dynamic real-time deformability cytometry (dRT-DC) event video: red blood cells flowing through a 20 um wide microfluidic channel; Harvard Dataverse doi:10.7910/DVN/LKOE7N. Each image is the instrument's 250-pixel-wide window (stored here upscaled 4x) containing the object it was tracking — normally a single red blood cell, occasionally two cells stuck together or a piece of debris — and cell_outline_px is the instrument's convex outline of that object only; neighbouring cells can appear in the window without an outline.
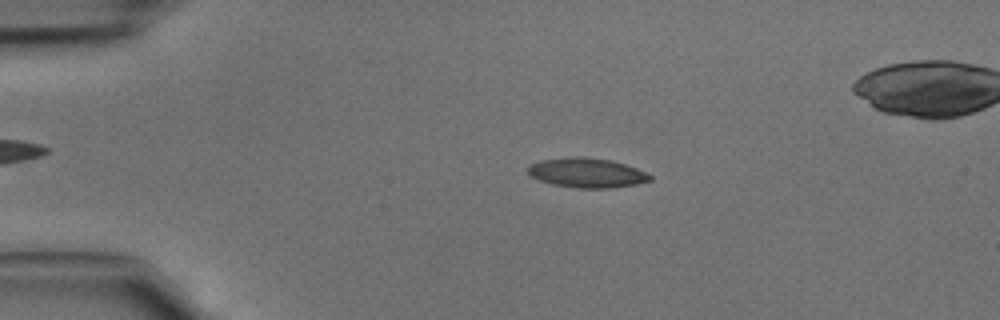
{"species": "common noctule bat (a hibernating species)", "species_latin": "Nyctalus noctula", "temperature_condition": "cold", "stored_images_in_passage": 37, "camera_frame_rate_fps": 3000, "um_per_image_px": 0.085, "animal": {"sex": "male", "body_mass_g": 15.6}, "frame": {"image": 1, "passage_image": 5, "time_ms": 1.333, "image_size_px": [1000, 320], "cell_outline_px": [[652, 180], [636, 184], [612, 188], [576, 188], [552, 184], [540, 180], [532, 176], [528, 172], [528, 164], [540, 160], [576, 156], [584, 156], [612, 160], [636, 168], [652, 176]], "centroid_in_image_um": [49.87, 14.68], "position_along_channel_um": 35.1, "area_um2": 21.1}}
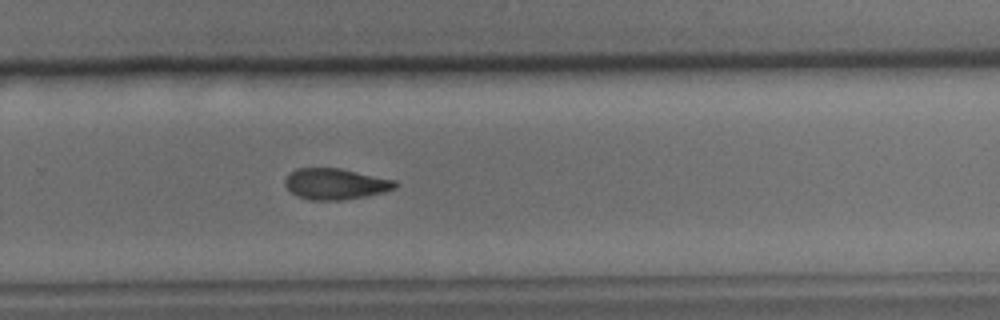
{"frame": {"image": 2, "passage_image": 26, "time_ms": 8.333, "image_size_px": [1000, 320], "cell_outline_px": [[396, 188], [384, 192], [344, 200], [312, 200], [300, 196], [292, 192], [284, 184], [284, 180], [288, 172], [296, 168], [340, 168], [396, 180]], "centroid_in_image_um": [28.5, 15.62], "position_along_channel_um": 301.3, "area_um2": 19.88}}
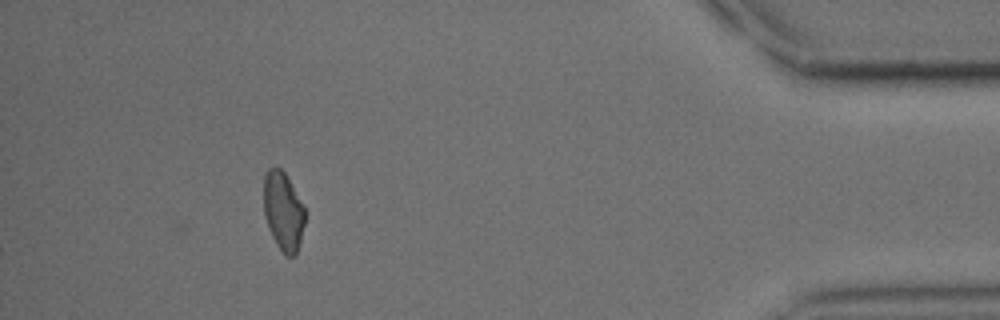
{"frame": {"image": 3, "passage_image": 37, "time_ms": 12.0, "image_size_px": [1000, 320], "cell_outline_px": [[304, 224], [296, 256], [284, 256], [276, 244], [272, 236], [264, 216], [264, 176], [268, 168], [280, 168], [284, 172], [304, 208]], "centroid_in_image_um": [24.05, 17.99], "position_along_channel_um": 411.1, "area_um2": 18.61}}